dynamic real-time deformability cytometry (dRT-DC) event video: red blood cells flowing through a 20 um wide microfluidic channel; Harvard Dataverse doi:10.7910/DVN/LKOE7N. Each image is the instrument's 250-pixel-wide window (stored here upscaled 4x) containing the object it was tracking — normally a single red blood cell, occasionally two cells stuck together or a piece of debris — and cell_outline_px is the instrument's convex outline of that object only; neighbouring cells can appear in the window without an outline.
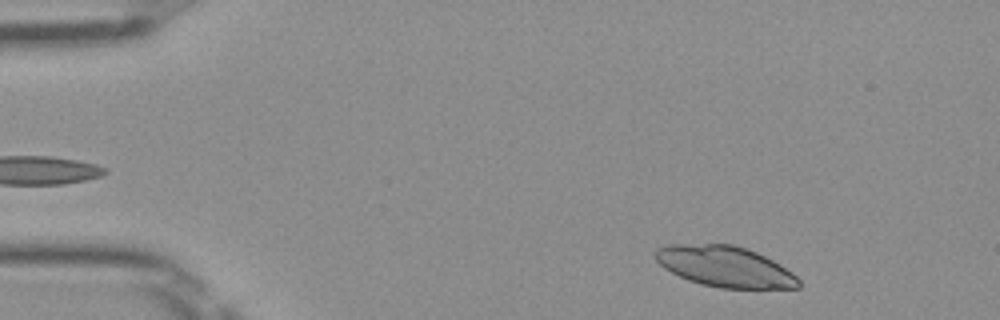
{"species": "Egyptian fruit bat (a non-hibernating species)", "species_latin": "Rousettus aegyptiacus", "temperature_condition": "room temperature", "stored_images_in_passage": 46, "camera_frame_rate_fps": 3000, "um_per_image_px": 0.085, "frame": {"image": 1, "passage_image": 2, "time_ms": 0.333, "image_size_px": [1000, 320], "cell_outline_px": [[800, 288], [720, 288], [700, 284], [688, 280], [664, 268], [656, 260], [652, 252], [656, 248], [668, 244], [732, 244], [756, 252], [780, 264], [792, 272], [800, 280]], "centroid_in_image_um": [61.6, 22.65], "position_along_channel_um": 23.4, "area_um2": 34.1}}